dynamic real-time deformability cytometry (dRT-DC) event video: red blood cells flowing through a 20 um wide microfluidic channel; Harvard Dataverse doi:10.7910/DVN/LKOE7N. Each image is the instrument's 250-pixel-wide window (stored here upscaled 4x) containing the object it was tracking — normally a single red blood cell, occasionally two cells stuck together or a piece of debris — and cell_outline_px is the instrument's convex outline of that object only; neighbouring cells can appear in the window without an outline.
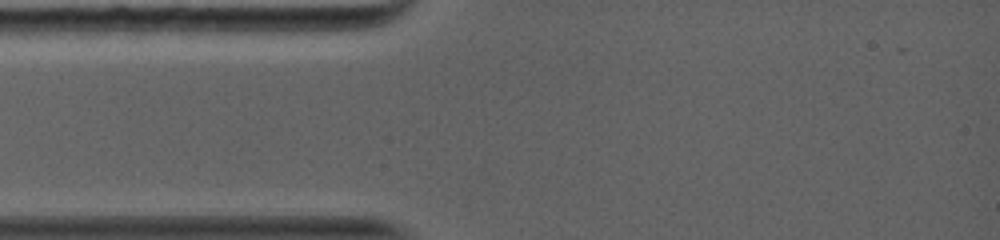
{"species": "common noctule bat (a hibernating species)", "species_latin": "Nyctalus noctula", "temperature_condition": "warm", "stored_images_in_passage": 1, "camera_frame_rate_fps": 5000, "um_per_image_px": 0.085, "animal": {"sex": "female", "body_mass_g": 19.0, "forearm_length_mm": 56.7}, "frame": {"image": 1, "passage_image": 1, "time_ms": 0.0, "image_size_px": [1000, 240], "cell_outline_px": [[608, 172], [604, 184], [592, 196], [540, 184], [540, 180], [556, 164]], "centroid_in_image_um": [48.86, 15.24], "position_along_channel_um": 36.1, "area_um2": 10.0}}